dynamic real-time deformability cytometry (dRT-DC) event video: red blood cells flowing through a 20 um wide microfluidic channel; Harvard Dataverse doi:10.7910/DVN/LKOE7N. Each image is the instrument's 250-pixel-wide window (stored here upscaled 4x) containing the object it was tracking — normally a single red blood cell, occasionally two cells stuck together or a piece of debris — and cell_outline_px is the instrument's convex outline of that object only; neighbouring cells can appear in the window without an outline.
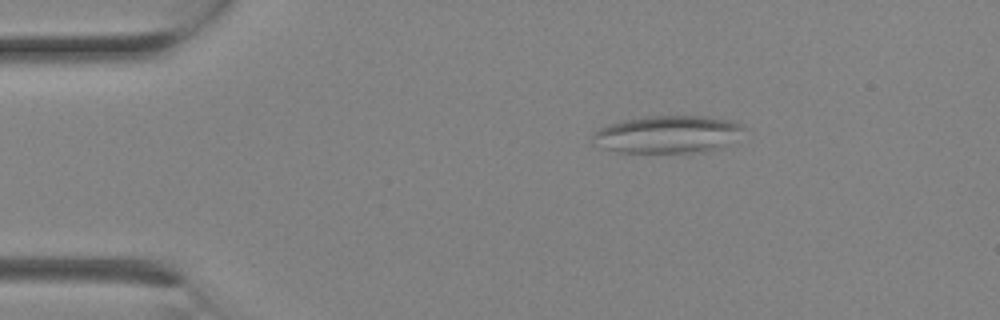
{"species": "Egyptian fruit bat (a non-hibernating species)", "species_latin": "Rousettus aegyptiacus", "temperature_condition": "room temperature", "stored_images_in_passage": 1, "camera_frame_rate_fps": 3000, "um_per_image_px": 0.085, "animal": {"sex": "female"}, "frame": {"image": 1, "passage_image": 1, "time_ms": 0.0, "image_size_px": [1000, 320], "cell_outline_px": [[744, 128], [720, 148], [712, 152], [616, 152], [604, 148], [592, 136], [600, 128], [620, 120], [648, 116], [704, 116], [736, 120]], "centroid_in_image_um": [56.77, 11.41], "position_along_channel_um": 28.2, "area_um2": 32.54}}